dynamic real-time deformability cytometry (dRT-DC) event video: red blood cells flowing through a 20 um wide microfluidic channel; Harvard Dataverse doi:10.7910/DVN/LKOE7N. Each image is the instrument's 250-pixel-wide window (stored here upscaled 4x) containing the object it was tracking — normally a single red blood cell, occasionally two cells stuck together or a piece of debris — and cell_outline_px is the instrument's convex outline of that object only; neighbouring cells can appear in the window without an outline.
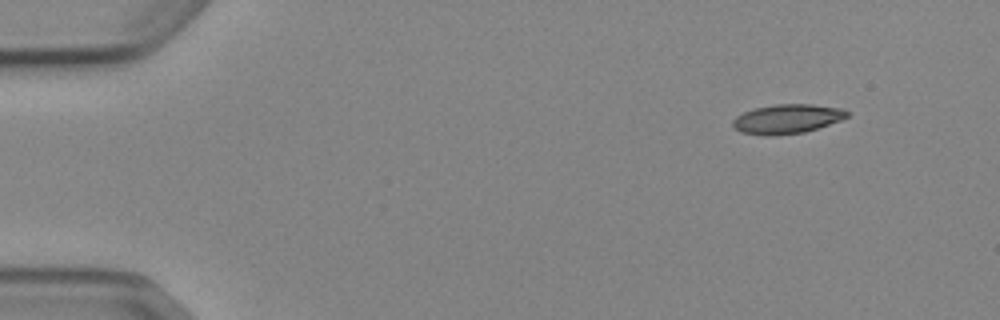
{"species": "Egyptian fruit bat (a non-hibernating species)", "species_latin": "Rousettus aegyptiacus", "temperature_condition": "cold", "stored_images_in_passage": 4, "camera_frame_rate_fps": 3000, "um_per_image_px": 0.085, "animal": {"sex": "female"}, "frame": {"image": 1, "passage_image": 4, "time_ms": 4.333, "image_size_px": [1000, 320], "cell_outline_px": [[848, 116], [840, 120], [804, 132], [776, 136], [764, 136], [740, 132], [732, 128], [732, 120], [736, 116], [744, 112], [756, 108], [776, 104], [812, 104], [844, 108], [848, 112]], "centroid_in_image_um": [66.86, 10.11], "position_along_channel_um": 18.1, "area_um2": 19.65}}